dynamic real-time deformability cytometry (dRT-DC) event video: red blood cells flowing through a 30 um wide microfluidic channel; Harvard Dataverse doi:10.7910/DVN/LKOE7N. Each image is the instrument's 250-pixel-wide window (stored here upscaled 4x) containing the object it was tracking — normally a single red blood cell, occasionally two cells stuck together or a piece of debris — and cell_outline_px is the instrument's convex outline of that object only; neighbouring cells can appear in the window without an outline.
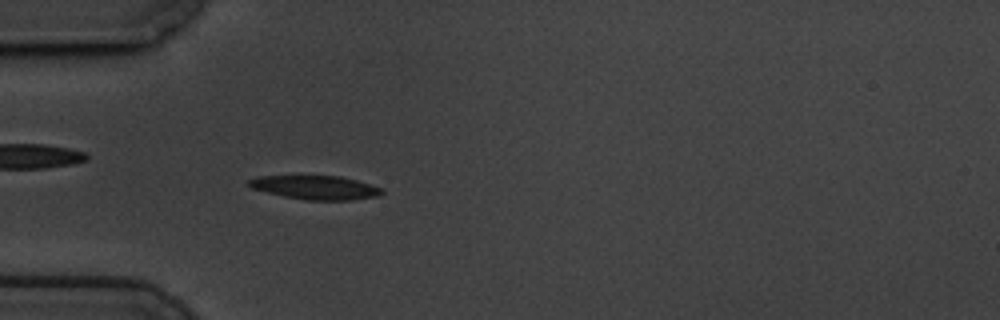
{"species": "common noctule bat (a hibernating species)", "species_latin": "Nyctalus noctula", "temperature_condition": "cold", "stored_images_in_passage": 58, "camera_frame_rate_fps": 3000, "um_per_image_px": 0.085, "animal": {"sex": "male", "body_mass_g": 19.5, "forearm_length_mm": 54.6}, "frame": {"image": 1, "passage_image": 17, "time_ms": 5.333, "image_size_px": [1000, 320], "cell_outline_px": [[384, 192], [376, 196], [352, 200], [304, 200], [284, 196], [252, 188], [248, 184], [248, 180], [256, 176], [340, 176], [356, 180], [384, 188]], "centroid_in_image_um": [26.84, 15.93], "position_along_channel_um": 58.2, "area_um2": 18.38}}
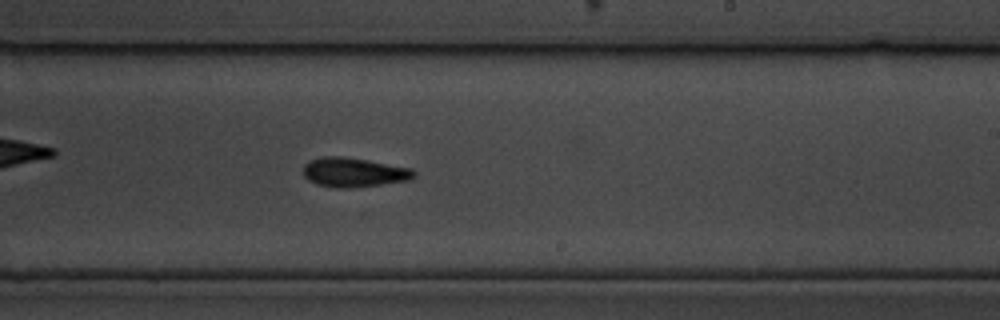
{"frame": {"image": 2, "passage_image": 35, "time_ms": 11.333, "image_size_px": [1000, 320], "cell_outline_px": [[416, 176], [412, 180], [352, 188], [332, 188], [316, 184], [308, 180], [304, 176], [304, 164], [308, 160], [324, 156], [340, 156], [412, 168], [416, 172]], "centroid_in_image_um": [30.07, 14.66], "position_along_channel_um": 258.9, "area_um2": 19.07}}
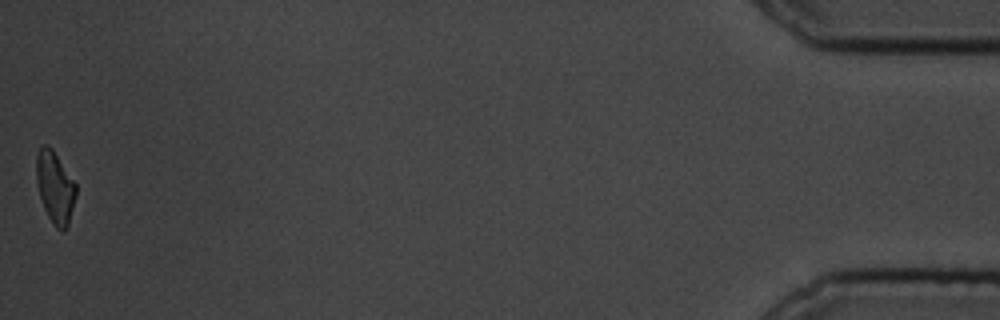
{"frame": {"image": 3, "passage_image": 58, "time_ms": 19.0, "image_size_px": [1000, 320], "cell_outline_px": [[76, 196], [68, 228], [64, 232], [60, 232], [56, 228], [48, 216], [44, 208], [40, 196], [36, 180], [36, 156], [40, 148], [44, 144], [48, 144], [52, 148], [76, 184]], "centroid_in_image_um": [4.69, 15.95], "position_along_channel_um": 430.5, "area_um2": 16.7}, "authors_computed_cell_mechanics": {"area_um2": 18.0336, "velocity_mm_per_s": 3.4242, "shape_relaxation_time_tau1_ms": 3.0531, "shape_relaxation_time_tau2_ms": null, "deformation_change_tau1": 0.124, "deformation_change_tau2": null}}